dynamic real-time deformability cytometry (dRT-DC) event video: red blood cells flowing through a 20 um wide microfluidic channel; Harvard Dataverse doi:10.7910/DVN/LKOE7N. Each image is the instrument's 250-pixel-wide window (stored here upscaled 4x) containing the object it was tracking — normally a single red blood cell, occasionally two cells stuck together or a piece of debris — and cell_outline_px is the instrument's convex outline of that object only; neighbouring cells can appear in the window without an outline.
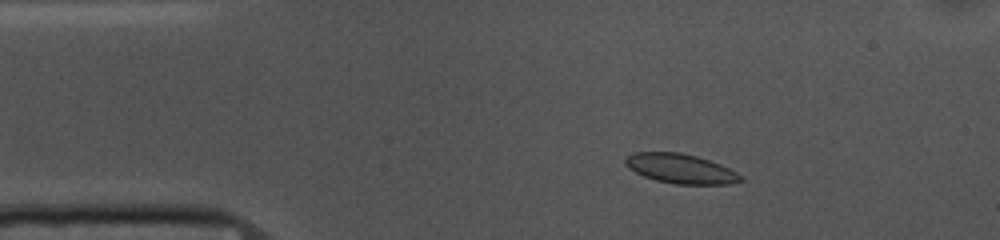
{"species": "common noctule bat (a hibernating species)", "species_latin": "Nyctalus noctula", "temperature_condition": "cold", "stored_images_in_passage": 53, "camera_frame_rate_fps": 3000, "um_per_image_px": 0.085, "animal": {"sex": "female", "body_mass_g": 10.0, "forearm_length_mm": 53.1}, "frame": {"image": 1, "passage_image": 8, "time_ms": 2.333, "image_size_px": [1000, 240], "cell_outline_px": [[744, 180], [728, 184], [672, 184], [656, 180], [644, 176], [628, 168], [624, 164], [624, 160], [628, 156], [636, 152], [680, 152], [696, 156], [720, 164], [744, 176]], "centroid_in_image_um": [57.85, 14.34], "position_along_channel_um": 27.1, "area_um2": 19.83}}
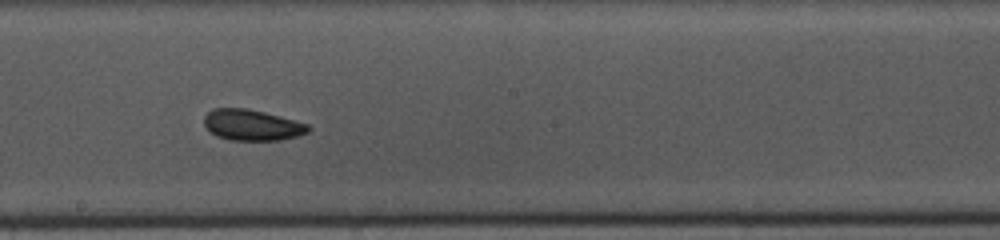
{"frame": {"image": 2, "passage_image": 28, "time_ms": 9.0, "image_size_px": [1000, 240], "cell_outline_px": [[312, 128], [308, 132], [296, 136], [280, 140], [228, 140], [216, 136], [204, 124], [204, 116], [212, 108], [248, 108], [280, 116], [308, 124]], "centroid_in_image_um": [21.42, 10.62], "position_along_channel_um": 226.8, "area_um2": 18.79}}
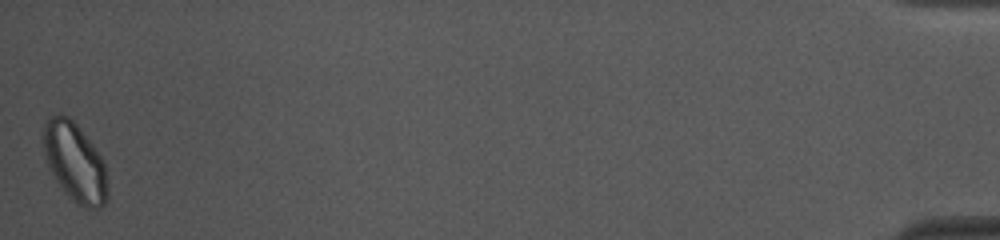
{"frame": {"image": 3, "passage_image": 53, "time_ms": 17.333, "image_size_px": [1000, 240], "cell_outline_px": [[108, 200], [100, 208], [84, 208], [72, 200], [60, 188], [48, 168], [40, 136], [44, 124], [48, 116], [60, 112], [68, 116], [80, 128], [92, 144], [100, 156], [104, 164], [108, 188]], "centroid_in_image_um": [6.31, 13.76], "position_along_channel_um": 428.9, "area_um2": 30.11}, "authors_computed_cell_mechanics": {"area_um2": 19.4786, "velocity_mm_per_s": 3.6384, "shape_relaxation_time_tau1_ms": 8.2343, "shape_relaxation_time_tau2_ms": null, "deformation_change_tau1": 0.1158, "deformation_change_tau2": null}}